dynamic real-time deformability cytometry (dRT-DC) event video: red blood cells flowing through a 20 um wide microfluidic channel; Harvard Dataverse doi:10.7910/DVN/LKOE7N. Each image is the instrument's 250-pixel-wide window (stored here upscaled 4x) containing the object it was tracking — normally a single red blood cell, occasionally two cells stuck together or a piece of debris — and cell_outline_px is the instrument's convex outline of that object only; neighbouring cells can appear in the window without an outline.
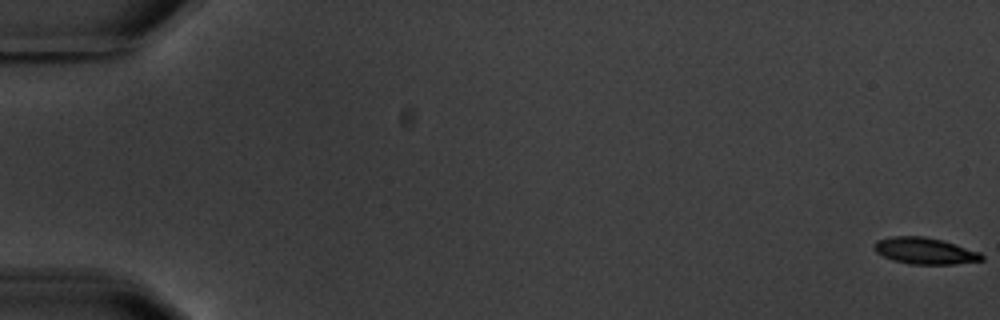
{"species": "common noctule bat (a hibernating species)", "species_latin": "Nyctalus noctula", "temperature_condition": "warm", "stored_images_in_passage": 6, "camera_frame_rate_fps": 3000, "um_per_image_px": 0.085, "animal": {"sex": "male", "body_mass_g": 20.1, "forearm_length_mm": 53.5}, "frame": {"image": 1, "passage_image": 1, "time_ms": 0.0, "image_size_px": [1000, 320], "cell_outline_px": [[984, 260], [956, 264], [912, 264], [892, 260], [876, 252], [872, 248], [872, 244], [876, 240], [892, 236], [924, 236], [944, 240], [980, 252], [984, 256]], "centroid_in_image_um": [78.6, 21.31], "position_along_channel_um": 6.4, "area_um2": 16.82}}
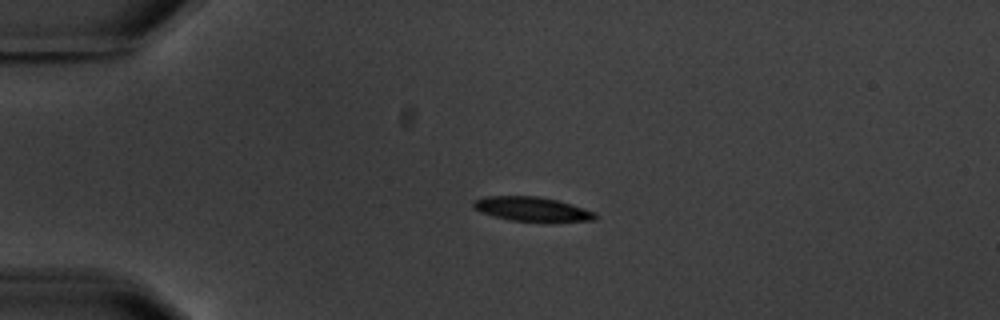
{"frame": {"image": 2, "passage_image": 5, "time_ms": 4.667, "image_size_px": [1000, 320], "cell_outline_px": [[596, 220], [512, 220], [480, 212], [472, 204], [472, 200], [484, 196], [536, 196], [556, 200], [572, 204], [596, 212]], "centroid_in_image_um": [45.18, 17.73], "position_along_channel_um": 39.8, "area_um2": 16.65}}